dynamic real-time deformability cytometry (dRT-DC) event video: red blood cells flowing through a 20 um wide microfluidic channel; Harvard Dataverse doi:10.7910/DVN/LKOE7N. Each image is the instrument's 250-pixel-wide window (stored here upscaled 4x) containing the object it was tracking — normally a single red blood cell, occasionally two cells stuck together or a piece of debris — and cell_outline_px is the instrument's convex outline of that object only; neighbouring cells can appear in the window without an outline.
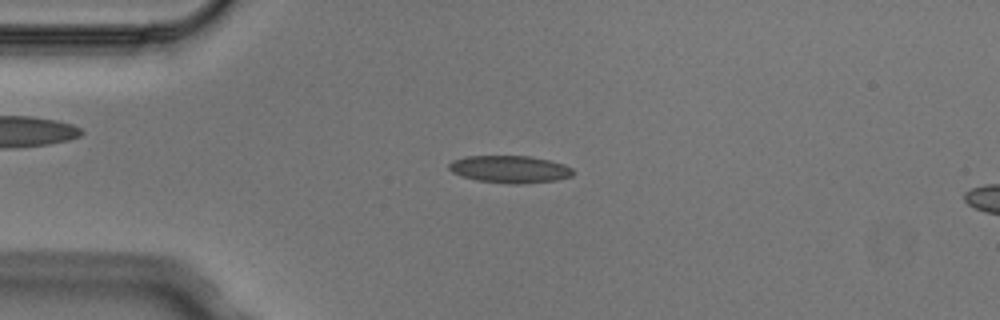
{"species": "Egyptian fruit bat (a non-hibernating species)", "species_latin": "Rousettus aegyptiacus", "temperature_condition": "cold", "stored_images_in_passage": 3, "camera_frame_rate_fps": 3000, "um_per_image_px": 0.085, "animal": {"sex": "male"}, "frame": {"image": 1, "passage_image": 2, "time_ms": 0.333, "image_size_px": [1000, 320], "cell_outline_px": [[572, 176], [556, 180], [520, 184], [508, 184], [476, 180], [452, 172], [448, 168], [448, 164], [452, 160], [464, 156], [532, 156], [564, 164], [572, 168]], "centroid_in_image_um": [43.32, 14.38], "position_along_channel_um": 41.7, "area_um2": 19.77}}